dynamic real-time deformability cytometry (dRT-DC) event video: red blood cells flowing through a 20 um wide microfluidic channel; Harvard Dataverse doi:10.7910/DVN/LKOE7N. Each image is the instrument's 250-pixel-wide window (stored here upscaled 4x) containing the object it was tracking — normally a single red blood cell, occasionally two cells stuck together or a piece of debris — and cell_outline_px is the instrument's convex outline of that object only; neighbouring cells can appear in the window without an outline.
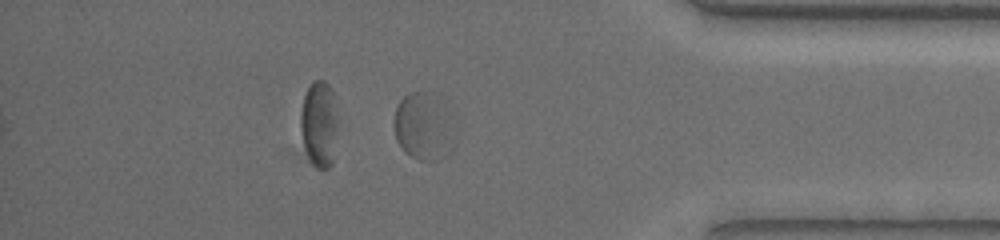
{"species": "common noctule bat (a hibernating species)", "species_latin": "Nyctalus noctula", "temperature_condition": "warm", "stored_images_in_passage": 56, "segment_of_instrument_passage": [2, 2], "camera_frame_rate_fps": 3000, "um_per_image_px": 0.085, "animal": {"sex": "female", "body_mass_g": 19.5, "forearm_length_mm": 54.1}, "frame": {"image": 1, "passage_image": 47, "time_ms": 15.333, "image_size_px": [1000, 240], "cell_outline_px": [[444, 156], [440, 160], [420, 160], [404, 152], [400, 148], [396, 140], [396, 108], [400, 100], [404, 96], [412, 92], [416, 92]], "centroid_in_image_um": [35.35, 11.07], "position_along_channel_um": 399.9, "area_um2": 15.2}}